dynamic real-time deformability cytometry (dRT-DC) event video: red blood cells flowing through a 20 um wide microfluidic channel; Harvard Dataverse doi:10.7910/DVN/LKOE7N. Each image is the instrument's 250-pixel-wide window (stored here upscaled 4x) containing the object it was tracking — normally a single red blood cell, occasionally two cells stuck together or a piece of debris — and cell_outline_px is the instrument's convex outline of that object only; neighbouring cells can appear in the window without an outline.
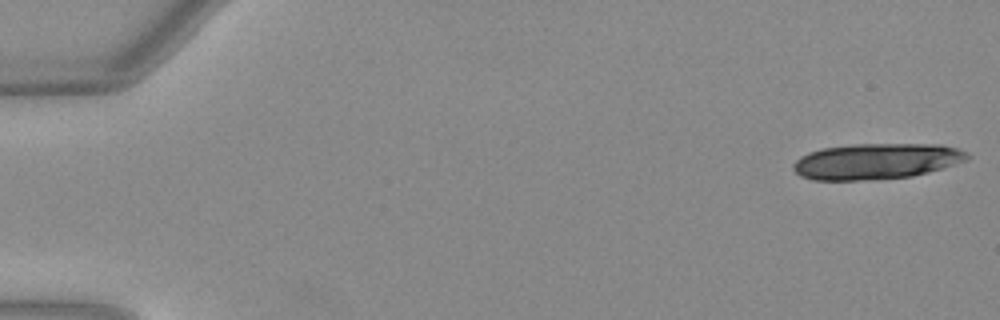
{"species": "Egyptian fruit bat (a non-hibernating species)", "species_latin": "Rousettus aegyptiacus", "temperature_condition": "warm", "stored_images_in_passage": 11, "camera_frame_rate_fps": 3000, "um_per_image_px": 0.085, "animal": {"sex": "female"}, "frame": {"image": 1, "passage_image": 1, "time_ms": 0.0, "image_size_px": [1000, 320], "cell_outline_px": [[972, 156], [968, 160], [944, 168], [912, 176], [880, 180], [812, 180], [800, 176], [792, 168], [792, 164], [800, 156], [808, 152], [824, 148], [856, 144], [940, 144], [956, 148], [968, 152]], "centroid_in_image_um": [74.51, 13.71], "position_along_channel_um": 10.5, "area_um2": 36.76}}